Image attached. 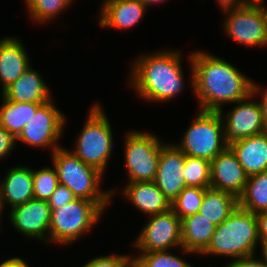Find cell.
<instances>
[{
  "mask_svg": "<svg viewBox=\"0 0 267 267\" xmlns=\"http://www.w3.org/2000/svg\"><path fill=\"white\" fill-rule=\"evenodd\" d=\"M190 85L201 111L218 112L251 94L253 80L230 62L206 51H194L188 57Z\"/></svg>",
  "mask_w": 267,
  "mask_h": 267,
  "instance_id": "6da1fadb",
  "label": "cell"
},
{
  "mask_svg": "<svg viewBox=\"0 0 267 267\" xmlns=\"http://www.w3.org/2000/svg\"><path fill=\"white\" fill-rule=\"evenodd\" d=\"M181 53L161 49L138 55L130 68L129 86L149 103L172 100L185 87Z\"/></svg>",
  "mask_w": 267,
  "mask_h": 267,
  "instance_id": "7a4b0ae2",
  "label": "cell"
},
{
  "mask_svg": "<svg viewBox=\"0 0 267 267\" xmlns=\"http://www.w3.org/2000/svg\"><path fill=\"white\" fill-rule=\"evenodd\" d=\"M259 244L256 214L237 206L215 227L210 243L200 255L228 256L234 260L256 254Z\"/></svg>",
  "mask_w": 267,
  "mask_h": 267,
  "instance_id": "3957f363",
  "label": "cell"
},
{
  "mask_svg": "<svg viewBox=\"0 0 267 267\" xmlns=\"http://www.w3.org/2000/svg\"><path fill=\"white\" fill-rule=\"evenodd\" d=\"M51 160L57 170L59 184L68 187L76 198L93 201L103 212L107 209L115 190H101L103 173L64 147L55 149Z\"/></svg>",
  "mask_w": 267,
  "mask_h": 267,
  "instance_id": "277c9868",
  "label": "cell"
},
{
  "mask_svg": "<svg viewBox=\"0 0 267 267\" xmlns=\"http://www.w3.org/2000/svg\"><path fill=\"white\" fill-rule=\"evenodd\" d=\"M103 109L99 103L91 106L72 152L104 174L115 144L111 123Z\"/></svg>",
  "mask_w": 267,
  "mask_h": 267,
  "instance_id": "5b68a950",
  "label": "cell"
},
{
  "mask_svg": "<svg viewBox=\"0 0 267 267\" xmlns=\"http://www.w3.org/2000/svg\"><path fill=\"white\" fill-rule=\"evenodd\" d=\"M102 214L93 201L83 198L51 210L49 243L66 246L78 241L100 221Z\"/></svg>",
  "mask_w": 267,
  "mask_h": 267,
  "instance_id": "8992f818",
  "label": "cell"
},
{
  "mask_svg": "<svg viewBox=\"0 0 267 267\" xmlns=\"http://www.w3.org/2000/svg\"><path fill=\"white\" fill-rule=\"evenodd\" d=\"M182 136L180 143L175 145L185 155L209 162L228 147L219 112L200 110Z\"/></svg>",
  "mask_w": 267,
  "mask_h": 267,
  "instance_id": "52a82bcc",
  "label": "cell"
},
{
  "mask_svg": "<svg viewBox=\"0 0 267 267\" xmlns=\"http://www.w3.org/2000/svg\"><path fill=\"white\" fill-rule=\"evenodd\" d=\"M124 136V159L128 173V181H154L163 143L153 133L137 130L127 131Z\"/></svg>",
  "mask_w": 267,
  "mask_h": 267,
  "instance_id": "ba28073f",
  "label": "cell"
},
{
  "mask_svg": "<svg viewBox=\"0 0 267 267\" xmlns=\"http://www.w3.org/2000/svg\"><path fill=\"white\" fill-rule=\"evenodd\" d=\"M265 0H253L245 6L223 11L226 35L249 47L267 45V8ZM263 3V4H262Z\"/></svg>",
  "mask_w": 267,
  "mask_h": 267,
  "instance_id": "9c48e42d",
  "label": "cell"
},
{
  "mask_svg": "<svg viewBox=\"0 0 267 267\" xmlns=\"http://www.w3.org/2000/svg\"><path fill=\"white\" fill-rule=\"evenodd\" d=\"M65 117L56 108L54 99H51L37 109L32 119L16 137V142L21 141L36 148H47L52 154L55 149L61 147L58 142L65 130L67 121Z\"/></svg>",
  "mask_w": 267,
  "mask_h": 267,
  "instance_id": "30bf717a",
  "label": "cell"
},
{
  "mask_svg": "<svg viewBox=\"0 0 267 267\" xmlns=\"http://www.w3.org/2000/svg\"><path fill=\"white\" fill-rule=\"evenodd\" d=\"M134 240L133 247L141 253L168 251L173 248L182 250L181 219L171 209L167 212L149 216Z\"/></svg>",
  "mask_w": 267,
  "mask_h": 267,
  "instance_id": "8fae6325",
  "label": "cell"
},
{
  "mask_svg": "<svg viewBox=\"0 0 267 267\" xmlns=\"http://www.w3.org/2000/svg\"><path fill=\"white\" fill-rule=\"evenodd\" d=\"M254 99L255 97L250 94L247 98L235 102V106L227 113H223V108L218 111L223 121L224 139L228 145L267 131L259 103Z\"/></svg>",
  "mask_w": 267,
  "mask_h": 267,
  "instance_id": "7c38bea8",
  "label": "cell"
},
{
  "mask_svg": "<svg viewBox=\"0 0 267 267\" xmlns=\"http://www.w3.org/2000/svg\"><path fill=\"white\" fill-rule=\"evenodd\" d=\"M10 210L8 217L14 229L26 239L49 243L51 208L46 200L32 198Z\"/></svg>",
  "mask_w": 267,
  "mask_h": 267,
  "instance_id": "4fadbf2b",
  "label": "cell"
},
{
  "mask_svg": "<svg viewBox=\"0 0 267 267\" xmlns=\"http://www.w3.org/2000/svg\"><path fill=\"white\" fill-rule=\"evenodd\" d=\"M185 159L186 155L175 144L162 146L154 183L170 202L187 187L183 173Z\"/></svg>",
  "mask_w": 267,
  "mask_h": 267,
  "instance_id": "5bb4252c",
  "label": "cell"
},
{
  "mask_svg": "<svg viewBox=\"0 0 267 267\" xmlns=\"http://www.w3.org/2000/svg\"><path fill=\"white\" fill-rule=\"evenodd\" d=\"M248 177L229 147L210 162V188L233 194L237 199L242 195Z\"/></svg>",
  "mask_w": 267,
  "mask_h": 267,
  "instance_id": "9a60e30c",
  "label": "cell"
},
{
  "mask_svg": "<svg viewBox=\"0 0 267 267\" xmlns=\"http://www.w3.org/2000/svg\"><path fill=\"white\" fill-rule=\"evenodd\" d=\"M101 4L99 25L117 30L137 26L148 10L139 0H103Z\"/></svg>",
  "mask_w": 267,
  "mask_h": 267,
  "instance_id": "2e32d148",
  "label": "cell"
},
{
  "mask_svg": "<svg viewBox=\"0 0 267 267\" xmlns=\"http://www.w3.org/2000/svg\"><path fill=\"white\" fill-rule=\"evenodd\" d=\"M27 48L14 36L0 40V82L2 92L30 68Z\"/></svg>",
  "mask_w": 267,
  "mask_h": 267,
  "instance_id": "e0dca14e",
  "label": "cell"
},
{
  "mask_svg": "<svg viewBox=\"0 0 267 267\" xmlns=\"http://www.w3.org/2000/svg\"><path fill=\"white\" fill-rule=\"evenodd\" d=\"M123 188L120 189L121 194L125 199L130 200L132 205L144 215L152 216L171 209L170 200L156 186L154 181L130 182Z\"/></svg>",
  "mask_w": 267,
  "mask_h": 267,
  "instance_id": "ac0fdd59",
  "label": "cell"
},
{
  "mask_svg": "<svg viewBox=\"0 0 267 267\" xmlns=\"http://www.w3.org/2000/svg\"><path fill=\"white\" fill-rule=\"evenodd\" d=\"M7 171L0 180V199L3 207L8 204L12 209L34 198L32 169L18 165Z\"/></svg>",
  "mask_w": 267,
  "mask_h": 267,
  "instance_id": "d6986e66",
  "label": "cell"
},
{
  "mask_svg": "<svg viewBox=\"0 0 267 267\" xmlns=\"http://www.w3.org/2000/svg\"><path fill=\"white\" fill-rule=\"evenodd\" d=\"M50 88L42 79L38 71L30 66L15 82L8 86L2 95L18 103H46L53 97Z\"/></svg>",
  "mask_w": 267,
  "mask_h": 267,
  "instance_id": "ffe728a7",
  "label": "cell"
},
{
  "mask_svg": "<svg viewBox=\"0 0 267 267\" xmlns=\"http://www.w3.org/2000/svg\"><path fill=\"white\" fill-rule=\"evenodd\" d=\"M228 147L248 176L267 171V131L234 141Z\"/></svg>",
  "mask_w": 267,
  "mask_h": 267,
  "instance_id": "44dd1931",
  "label": "cell"
},
{
  "mask_svg": "<svg viewBox=\"0 0 267 267\" xmlns=\"http://www.w3.org/2000/svg\"><path fill=\"white\" fill-rule=\"evenodd\" d=\"M215 227L200 213L181 219L183 254H201L210 243Z\"/></svg>",
  "mask_w": 267,
  "mask_h": 267,
  "instance_id": "7402d4cb",
  "label": "cell"
},
{
  "mask_svg": "<svg viewBox=\"0 0 267 267\" xmlns=\"http://www.w3.org/2000/svg\"><path fill=\"white\" fill-rule=\"evenodd\" d=\"M0 106V126L10 132L15 138L24 126L32 119L37 109L44 103H18L6 99L2 95Z\"/></svg>",
  "mask_w": 267,
  "mask_h": 267,
  "instance_id": "603a6c76",
  "label": "cell"
},
{
  "mask_svg": "<svg viewBox=\"0 0 267 267\" xmlns=\"http://www.w3.org/2000/svg\"><path fill=\"white\" fill-rule=\"evenodd\" d=\"M238 206V199L230 193L207 188L199 213L216 226L223 222Z\"/></svg>",
  "mask_w": 267,
  "mask_h": 267,
  "instance_id": "cb8c5ba5",
  "label": "cell"
},
{
  "mask_svg": "<svg viewBox=\"0 0 267 267\" xmlns=\"http://www.w3.org/2000/svg\"><path fill=\"white\" fill-rule=\"evenodd\" d=\"M238 206L251 213L267 211V171L248 177Z\"/></svg>",
  "mask_w": 267,
  "mask_h": 267,
  "instance_id": "d4e9b609",
  "label": "cell"
},
{
  "mask_svg": "<svg viewBox=\"0 0 267 267\" xmlns=\"http://www.w3.org/2000/svg\"><path fill=\"white\" fill-rule=\"evenodd\" d=\"M27 14L33 22L44 24L51 22L66 8H69L74 0H24Z\"/></svg>",
  "mask_w": 267,
  "mask_h": 267,
  "instance_id": "484cf974",
  "label": "cell"
},
{
  "mask_svg": "<svg viewBox=\"0 0 267 267\" xmlns=\"http://www.w3.org/2000/svg\"><path fill=\"white\" fill-rule=\"evenodd\" d=\"M207 188L187 186L171 202V210L183 219L199 213L200 206Z\"/></svg>",
  "mask_w": 267,
  "mask_h": 267,
  "instance_id": "4316f807",
  "label": "cell"
},
{
  "mask_svg": "<svg viewBox=\"0 0 267 267\" xmlns=\"http://www.w3.org/2000/svg\"><path fill=\"white\" fill-rule=\"evenodd\" d=\"M183 173L186 186L210 188V162L208 160L186 155Z\"/></svg>",
  "mask_w": 267,
  "mask_h": 267,
  "instance_id": "83f0119b",
  "label": "cell"
},
{
  "mask_svg": "<svg viewBox=\"0 0 267 267\" xmlns=\"http://www.w3.org/2000/svg\"><path fill=\"white\" fill-rule=\"evenodd\" d=\"M136 255H132V261L137 267H193L170 251H153Z\"/></svg>",
  "mask_w": 267,
  "mask_h": 267,
  "instance_id": "f1b7e54d",
  "label": "cell"
},
{
  "mask_svg": "<svg viewBox=\"0 0 267 267\" xmlns=\"http://www.w3.org/2000/svg\"><path fill=\"white\" fill-rule=\"evenodd\" d=\"M33 178V197L35 199L46 200L55 191L58 182V174L56 168L42 167L40 170L32 169Z\"/></svg>",
  "mask_w": 267,
  "mask_h": 267,
  "instance_id": "f546056e",
  "label": "cell"
},
{
  "mask_svg": "<svg viewBox=\"0 0 267 267\" xmlns=\"http://www.w3.org/2000/svg\"><path fill=\"white\" fill-rule=\"evenodd\" d=\"M132 262V256L128 255H102L92 258L82 267H127Z\"/></svg>",
  "mask_w": 267,
  "mask_h": 267,
  "instance_id": "4dcf8cb0",
  "label": "cell"
},
{
  "mask_svg": "<svg viewBox=\"0 0 267 267\" xmlns=\"http://www.w3.org/2000/svg\"><path fill=\"white\" fill-rule=\"evenodd\" d=\"M76 199L72 191L61 184H58L53 194L48 199L51 210L62 207L64 204L70 203Z\"/></svg>",
  "mask_w": 267,
  "mask_h": 267,
  "instance_id": "1f68e13d",
  "label": "cell"
},
{
  "mask_svg": "<svg viewBox=\"0 0 267 267\" xmlns=\"http://www.w3.org/2000/svg\"><path fill=\"white\" fill-rule=\"evenodd\" d=\"M16 145V138L5 128L0 126V159L8 156Z\"/></svg>",
  "mask_w": 267,
  "mask_h": 267,
  "instance_id": "d6a6232c",
  "label": "cell"
},
{
  "mask_svg": "<svg viewBox=\"0 0 267 267\" xmlns=\"http://www.w3.org/2000/svg\"><path fill=\"white\" fill-rule=\"evenodd\" d=\"M225 267H267V262L262 256L258 258L257 256L251 255L247 257L237 258L231 260L230 263H227Z\"/></svg>",
  "mask_w": 267,
  "mask_h": 267,
  "instance_id": "836d02e7",
  "label": "cell"
},
{
  "mask_svg": "<svg viewBox=\"0 0 267 267\" xmlns=\"http://www.w3.org/2000/svg\"><path fill=\"white\" fill-rule=\"evenodd\" d=\"M257 84L258 83H255V81H253L251 95L254 97H257L258 95L259 98L261 99L257 100V102L259 103L262 112L263 122L267 130V87L265 86V88L262 89V87H260L259 84L258 85Z\"/></svg>",
  "mask_w": 267,
  "mask_h": 267,
  "instance_id": "e575fe53",
  "label": "cell"
},
{
  "mask_svg": "<svg viewBox=\"0 0 267 267\" xmlns=\"http://www.w3.org/2000/svg\"><path fill=\"white\" fill-rule=\"evenodd\" d=\"M260 248L267 245V211L256 213Z\"/></svg>",
  "mask_w": 267,
  "mask_h": 267,
  "instance_id": "d590c367",
  "label": "cell"
},
{
  "mask_svg": "<svg viewBox=\"0 0 267 267\" xmlns=\"http://www.w3.org/2000/svg\"><path fill=\"white\" fill-rule=\"evenodd\" d=\"M253 0H216L218 6L221 7V11H225L228 9L238 8L249 4Z\"/></svg>",
  "mask_w": 267,
  "mask_h": 267,
  "instance_id": "8d00e7d4",
  "label": "cell"
},
{
  "mask_svg": "<svg viewBox=\"0 0 267 267\" xmlns=\"http://www.w3.org/2000/svg\"><path fill=\"white\" fill-rule=\"evenodd\" d=\"M22 258L20 257H10L7 260H4L0 267H29Z\"/></svg>",
  "mask_w": 267,
  "mask_h": 267,
  "instance_id": "74e56055",
  "label": "cell"
},
{
  "mask_svg": "<svg viewBox=\"0 0 267 267\" xmlns=\"http://www.w3.org/2000/svg\"><path fill=\"white\" fill-rule=\"evenodd\" d=\"M142 4H144L147 9L151 6V5H156V4H160V3H164L166 2V0H139Z\"/></svg>",
  "mask_w": 267,
  "mask_h": 267,
  "instance_id": "f35d334b",
  "label": "cell"
},
{
  "mask_svg": "<svg viewBox=\"0 0 267 267\" xmlns=\"http://www.w3.org/2000/svg\"><path fill=\"white\" fill-rule=\"evenodd\" d=\"M261 256L264 258V260L267 262V245H263L261 248Z\"/></svg>",
  "mask_w": 267,
  "mask_h": 267,
  "instance_id": "ab89813d",
  "label": "cell"
},
{
  "mask_svg": "<svg viewBox=\"0 0 267 267\" xmlns=\"http://www.w3.org/2000/svg\"><path fill=\"white\" fill-rule=\"evenodd\" d=\"M3 210H4V207H3L2 201H1V199H0V218L2 217ZM1 220H2V219H0V223H1Z\"/></svg>",
  "mask_w": 267,
  "mask_h": 267,
  "instance_id": "60d3db41",
  "label": "cell"
},
{
  "mask_svg": "<svg viewBox=\"0 0 267 267\" xmlns=\"http://www.w3.org/2000/svg\"><path fill=\"white\" fill-rule=\"evenodd\" d=\"M127 267H137L134 262L132 261Z\"/></svg>",
  "mask_w": 267,
  "mask_h": 267,
  "instance_id": "b9f144b4",
  "label": "cell"
}]
</instances>
